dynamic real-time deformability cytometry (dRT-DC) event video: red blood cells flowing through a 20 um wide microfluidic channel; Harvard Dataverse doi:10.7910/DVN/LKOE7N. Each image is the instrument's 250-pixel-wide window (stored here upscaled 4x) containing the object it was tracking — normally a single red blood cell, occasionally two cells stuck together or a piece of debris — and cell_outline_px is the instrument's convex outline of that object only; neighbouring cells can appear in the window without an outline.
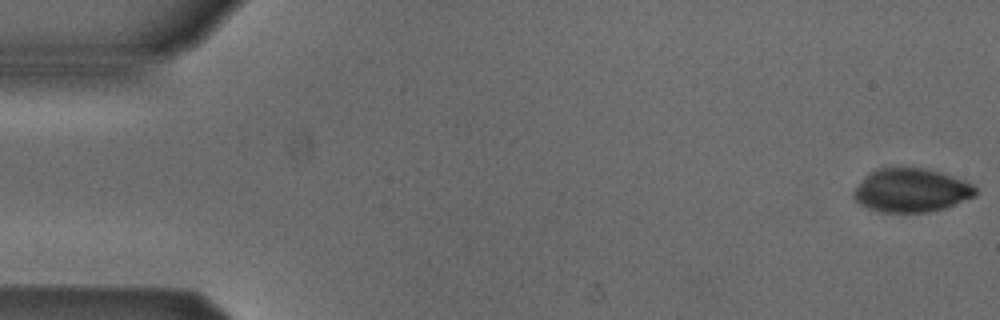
{"species": "Egyptian fruit bat (a non-hibernating species)", "species_latin": "Rousettus aegyptiacus", "temperature_condition": "cold", "stored_images_in_passage": 52, "camera_frame_rate_fps": 3000, "um_per_image_px": 0.085, "animal": {"sex": "male"}, "frame": {"image": 1, "passage_image": 1, "time_ms": 0.0, "image_size_px": [1000, 320], "cell_outline_px": [[976, 196], [944, 208], [928, 212], [880, 212], [868, 208], [860, 204], [852, 196], [852, 192], [876, 168], [924, 168], [940, 172], [952, 176], [972, 184], [976, 188]], "centroid_in_image_um": [77.47, 16.19], "position_along_channel_um": 7.5, "area_um2": 30.58}}
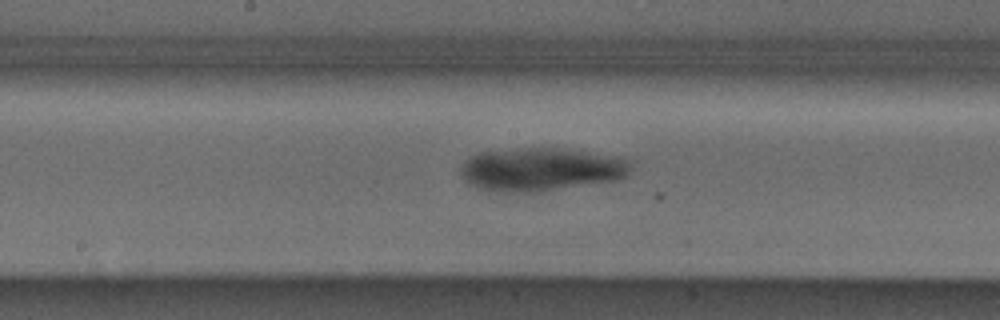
{"frame": {"image": 2, "passage_image": 27, "time_ms": 8.667, "image_size_px": [1000, 320], "cell_outline_px": [[628, 172], [624, 176], [616, 180], [532, 192], [500, 192], [480, 188], [468, 184], [464, 180], [460, 172], [460, 168], [472, 156], [480, 152], [524, 148], [556, 148], [624, 156], [628, 160]], "centroid_in_image_um": [45.97, 14.39], "position_along_channel_um": 202.2, "area_um2": 42.43}}
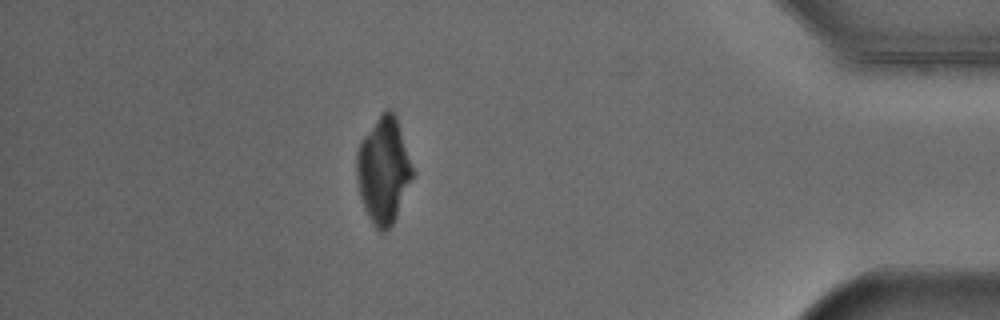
{"frame": {"image": 3, "passage_image": 46, "time_ms": 15.0, "image_size_px": [1000, 320], "cell_outline_px": [[416, 172], [396, 216], [392, 224], [384, 232], [380, 232], [372, 224], [364, 208], [360, 196], [356, 176], [356, 152], [364, 136], [380, 112], [388, 108], [392, 108], [396, 116]], "centroid_in_image_um": [32.62, 14.45], "position_along_channel_um": 402.6, "area_um2": 34.97}}